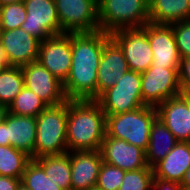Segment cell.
Here are the masks:
<instances>
[{
	"label": "cell",
	"instance_id": "1",
	"mask_svg": "<svg viewBox=\"0 0 190 190\" xmlns=\"http://www.w3.org/2000/svg\"><path fill=\"white\" fill-rule=\"evenodd\" d=\"M109 33H71L72 61L69 75L63 83L68 100L97 99V69Z\"/></svg>",
	"mask_w": 190,
	"mask_h": 190
},
{
	"label": "cell",
	"instance_id": "2",
	"mask_svg": "<svg viewBox=\"0 0 190 190\" xmlns=\"http://www.w3.org/2000/svg\"><path fill=\"white\" fill-rule=\"evenodd\" d=\"M106 136V114L96 100L67 99L68 152L100 150Z\"/></svg>",
	"mask_w": 190,
	"mask_h": 190
},
{
	"label": "cell",
	"instance_id": "3",
	"mask_svg": "<svg viewBox=\"0 0 190 190\" xmlns=\"http://www.w3.org/2000/svg\"><path fill=\"white\" fill-rule=\"evenodd\" d=\"M66 129L67 100L62 104L47 106L36 117L34 159L67 153Z\"/></svg>",
	"mask_w": 190,
	"mask_h": 190
},
{
	"label": "cell",
	"instance_id": "4",
	"mask_svg": "<svg viewBox=\"0 0 190 190\" xmlns=\"http://www.w3.org/2000/svg\"><path fill=\"white\" fill-rule=\"evenodd\" d=\"M157 117V109L150 106H142L121 114H106V134L146 151L150 129Z\"/></svg>",
	"mask_w": 190,
	"mask_h": 190
},
{
	"label": "cell",
	"instance_id": "5",
	"mask_svg": "<svg viewBox=\"0 0 190 190\" xmlns=\"http://www.w3.org/2000/svg\"><path fill=\"white\" fill-rule=\"evenodd\" d=\"M100 30L113 33L149 22V0H98Z\"/></svg>",
	"mask_w": 190,
	"mask_h": 190
},
{
	"label": "cell",
	"instance_id": "6",
	"mask_svg": "<svg viewBox=\"0 0 190 190\" xmlns=\"http://www.w3.org/2000/svg\"><path fill=\"white\" fill-rule=\"evenodd\" d=\"M96 101L105 114H121L144 106L141 93V73L128 70Z\"/></svg>",
	"mask_w": 190,
	"mask_h": 190
},
{
	"label": "cell",
	"instance_id": "7",
	"mask_svg": "<svg viewBox=\"0 0 190 190\" xmlns=\"http://www.w3.org/2000/svg\"><path fill=\"white\" fill-rule=\"evenodd\" d=\"M178 69L150 66L141 73L144 106L157 108L166 99L182 94Z\"/></svg>",
	"mask_w": 190,
	"mask_h": 190
},
{
	"label": "cell",
	"instance_id": "8",
	"mask_svg": "<svg viewBox=\"0 0 190 190\" xmlns=\"http://www.w3.org/2000/svg\"><path fill=\"white\" fill-rule=\"evenodd\" d=\"M61 30L64 33L100 30L98 0H54Z\"/></svg>",
	"mask_w": 190,
	"mask_h": 190
},
{
	"label": "cell",
	"instance_id": "9",
	"mask_svg": "<svg viewBox=\"0 0 190 190\" xmlns=\"http://www.w3.org/2000/svg\"><path fill=\"white\" fill-rule=\"evenodd\" d=\"M110 36L123 50L129 70L142 73L152 65L153 53L143 27L119 29Z\"/></svg>",
	"mask_w": 190,
	"mask_h": 190
},
{
	"label": "cell",
	"instance_id": "10",
	"mask_svg": "<svg viewBox=\"0 0 190 190\" xmlns=\"http://www.w3.org/2000/svg\"><path fill=\"white\" fill-rule=\"evenodd\" d=\"M23 2L27 16L21 28L25 32L40 41L64 34L60 27L54 0H23Z\"/></svg>",
	"mask_w": 190,
	"mask_h": 190
},
{
	"label": "cell",
	"instance_id": "11",
	"mask_svg": "<svg viewBox=\"0 0 190 190\" xmlns=\"http://www.w3.org/2000/svg\"><path fill=\"white\" fill-rule=\"evenodd\" d=\"M37 61L64 83L72 61L71 33L52 36L41 41Z\"/></svg>",
	"mask_w": 190,
	"mask_h": 190
},
{
	"label": "cell",
	"instance_id": "12",
	"mask_svg": "<svg viewBox=\"0 0 190 190\" xmlns=\"http://www.w3.org/2000/svg\"><path fill=\"white\" fill-rule=\"evenodd\" d=\"M36 141V117L14 115L7 112L0 123V145L13 146L34 159Z\"/></svg>",
	"mask_w": 190,
	"mask_h": 190
},
{
	"label": "cell",
	"instance_id": "13",
	"mask_svg": "<svg viewBox=\"0 0 190 190\" xmlns=\"http://www.w3.org/2000/svg\"><path fill=\"white\" fill-rule=\"evenodd\" d=\"M25 87L32 90L48 106L62 104L67 100L63 83L38 61L21 67Z\"/></svg>",
	"mask_w": 190,
	"mask_h": 190
},
{
	"label": "cell",
	"instance_id": "14",
	"mask_svg": "<svg viewBox=\"0 0 190 190\" xmlns=\"http://www.w3.org/2000/svg\"><path fill=\"white\" fill-rule=\"evenodd\" d=\"M40 42L21 27L1 30L0 44L9 66L22 67L37 61Z\"/></svg>",
	"mask_w": 190,
	"mask_h": 190
},
{
	"label": "cell",
	"instance_id": "15",
	"mask_svg": "<svg viewBox=\"0 0 190 190\" xmlns=\"http://www.w3.org/2000/svg\"><path fill=\"white\" fill-rule=\"evenodd\" d=\"M153 53L151 67L179 68L180 55L171 25L148 22L143 26Z\"/></svg>",
	"mask_w": 190,
	"mask_h": 190
},
{
	"label": "cell",
	"instance_id": "16",
	"mask_svg": "<svg viewBox=\"0 0 190 190\" xmlns=\"http://www.w3.org/2000/svg\"><path fill=\"white\" fill-rule=\"evenodd\" d=\"M128 70L123 50L110 36L105 41L97 69V98L104 91L113 87Z\"/></svg>",
	"mask_w": 190,
	"mask_h": 190
},
{
	"label": "cell",
	"instance_id": "17",
	"mask_svg": "<svg viewBox=\"0 0 190 190\" xmlns=\"http://www.w3.org/2000/svg\"><path fill=\"white\" fill-rule=\"evenodd\" d=\"M100 152L103 162L124 171H135L147 166L143 149L107 134L102 141Z\"/></svg>",
	"mask_w": 190,
	"mask_h": 190
},
{
	"label": "cell",
	"instance_id": "18",
	"mask_svg": "<svg viewBox=\"0 0 190 190\" xmlns=\"http://www.w3.org/2000/svg\"><path fill=\"white\" fill-rule=\"evenodd\" d=\"M158 118L178 141L187 142L190 136V96L180 94L163 101L157 108Z\"/></svg>",
	"mask_w": 190,
	"mask_h": 190
},
{
	"label": "cell",
	"instance_id": "19",
	"mask_svg": "<svg viewBox=\"0 0 190 190\" xmlns=\"http://www.w3.org/2000/svg\"><path fill=\"white\" fill-rule=\"evenodd\" d=\"M102 163L100 150L70 152L71 190L94 188Z\"/></svg>",
	"mask_w": 190,
	"mask_h": 190
},
{
	"label": "cell",
	"instance_id": "20",
	"mask_svg": "<svg viewBox=\"0 0 190 190\" xmlns=\"http://www.w3.org/2000/svg\"><path fill=\"white\" fill-rule=\"evenodd\" d=\"M190 167V144L178 141L163 160L153 167L154 178L181 184Z\"/></svg>",
	"mask_w": 190,
	"mask_h": 190
},
{
	"label": "cell",
	"instance_id": "21",
	"mask_svg": "<svg viewBox=\"0 0 190 190\" xmlns=\"http://www.w3.org/2000/svg\"><path fill=\"white\" fill-rule=\"evenodd\" d=\"M177 142L173 133L157 117L151 126L149 143L145 151L147 165L153 168L165 158Z\"/></svg>",
	"mask_w": 190,
	"mask_h": 190
},
{
	"label": "cell",
	"instance_id": "22",
	"mask_svg": "<svg viewBox=\"0 0 190 190\" xmlns=\"http://www.w3.org/2000/svg\"><path fill=\"white\" fill-rule=\"evenodd\" d=\"M190 0H149V22L166 24L189 20Z\"/></svg>",
	"mask_w": 190,
	"mask_h": 190
},
{
	"label": "cell",
	"instance_id": "23",
	"mask_svg": "<svg viewBox=\"0 0 190 190\" xmlns=\"http://www.w3.org/2000/svg\"><path fill=\"white\" fill-rule=\"evenodd\" d=\"M34 160L44 169L48 179L53 180L63 190H71L70 152Z\"/></svg>",
	"mask_w": 190,
	"mask_h": 190
},
{
	"label": "cell",
	"instance_id": "24",
	"mask_svg": "<svg viewBox=\"0 0 190 190\" xmlns=\"http://www.w3.org/2000/svg\"><path fill=\"white\" fill-rule=\"evenodd\" d=\"M31 160V156L13 146L0 145V176L21 179Z\"/></svg>",
	"mask_w": 190,
	"mask_h": 190
},
{
	"label": "cell",
	"instance_id": "25",
	"mask_svg": "<svg viewBox=\"0 0 190 190\" xmlns=\"http://www.w3.org/2000/svg\"><path fill=\"white\" fill-rule=\"evenodd\" d=\"M24 87L21 67H6L0 72V103L8 107Z\"/></svg>",
	"mask_w": 190,
	"mask_h": 190
},
{
	"label": "cell",
	"instance_id": "26",
	"mask_svg": "<svg viewBox=\"0 0 190 190\" xmlns=\"http://www.w3.org/2000/svg\"><path fill=\"white\" fill-rule=\"evenodd\" d=\"M47 106L32 90L24 87L7 108L14 115L37 117Z\"/></svg>",
	"mask_w": 190,
	"mask_h": 190
},
{
	"label": "cell",
	"instance_id": "27",
	"mask_svg": "<svg viewBox=\"0 0 190 190\" xmlns=\"http://www.w3.org/2000/svg\"><path fill=\"white\" fill-rule=\"evenodd\" d=\"M21 184L30 190H63L53 180L47 178L44 169L34 159L28 163Z\"/></svg>",
	"mask_w": 190,
	"mask_h": 190
},
{
	"label": "cell",
	"instance_id": "28",
	"mask_svg": "<svg viewBox=\"0 0 190 190\" xmlns=\"http://www.w3.org/2000/svg\"><path fill=\"white\" fill-rule=\"evenodd\" d=\"M153 179V168L148 165L135 171H125L118 190H152Z\"/></svg>",
	"mask_w": 190,
	"mask_h": 190
},
{
	"label": "cell",
	"instance_id": "29",
	"mask_svg": "<svg viewBox=\"0 0 190 190\" xmlns=\"http://www.w3.org/2000/svg\"><path fill=\"white\" fill-rule=\"evenodd\" d=\"M27 16L24 2H14L0 6L1 30H12L21 27Z\"/></svg>",
	"mask_w": 190,
	"mask_h": 190
},
{
	"label": "cell",
	"instance_id": "30",
	"mask_svg": "<svg viewBox=\"0 0 190 190\" xmlns=\"http://www.w3.org/2000/svg\"><path fill=\"white\" fill-rule=\"evenodd\" d=\"M124 174L125 171L119 167L103 162L95 187L99 190H118L122 184Z\"/></svg>",
	"mask_w": 190,
	"mask_h": 190
},
{
	"label": "cell",
	"instance_id": "31",
	"mask_svg": "<svg viewBox=\"0 0 190 190\" xmlns=\"http://www.w3.org/2000/svg\"><path fill=\"white\" fill-rule=\"evenodd\" d=\"M180 58L190 57V19L171 24Z\"/></svg>",
	"mask_w": 190,
	"mask_h": 190
},
{
	"label": "cell",
	"instance_id": "32",
	"mask_svg": "<svg viewBox=\"0 0 190 190\" xmlns=\"http://www.w3.org/2000/svg\"><path fill=\"white\" fill-rule=\"evenodd\" d=\"M178 73L182 94L190 96V57L180 58Z\"/></svg>",
	"mask_w": 190,
	"mask_h": 190
},
{
	"label": "cell",
	"instance_id": "33",
	"mask_svg": "<svg viewBox=\"0 0 190 190\" xmlns=\"http://www.w3.org/2000/svg\"><path fill=\"white\" fill-rule=\"evenodd\" d=\"M152 190H185L179 183L153 179Z\"/></svg>",
	"mask_w": 190,
	"mask_h": 190
},
{
	"label": "cell",
	"instance_id": "34",
	"mask_svg": "<svg viewBox=\"0 0 190 190\" xmlns=\"http://www.w3.org/2000/svg\"><path fill=\"white\" fill-rule=\"evenodd\" d=\"M20 184L19 178L0 176V190H17Z\"/></svg>",
	"mask_w": 190,
	"mask_h": 190
},
{
	"label": "cell",
	"instance_id": "35",
	"mask_svg": "<svg viewBox=\"0 0 190 190\" xmlns=\"http://www.w3.org/2000/svg\"><path fill=\"white\" fill-rule=\"evenodd\" d=\"M6 67H9L5 52L0 44V72L3 71Z\"/></svg>",
	"mask_w": 190,
	"mask_h": 190
},
{
	"label": "cell",
	"instance_id": "36",
	"mask_svg": "<svg viewBox=\"0 0 190 190\" xmlns=\"http://www.w3.org/2000/svg\"><path fill=\"white\" fill-rule=\"evenodd\" d=\"M184 189H190V167L185 172L184 178L180 184Z\"/></svg>",
	"mask_w": 190,
	"mask_h": 190
},
{
	"label": "cell",
	"instance_id": "37",
	"mask_svg": "<svg viewBox=\"0 0 190 190\" xmlns=\"http://www.w3.org/2000/svg\"><path fill=\"white\" fill-rule=\"evenodd\" d=\"M7 112H8L7 106L0 103V123L4 121Z\"/></svg>",
	"mask_w": 190,
	"mask_h": 190
},
{
	"label": "cell",
	"instance_id": "38",
	"mask_svg": "<svg viewBox=\"0 0 190 190\" xmlns=\"http://www.w3.org/2000/svg\"><path fill=\"white\" fill-rule=\"evenodd\" d=\"M22 1L23 0H0V6L14 2H22Z\"/></svg>",
	"mask_w": 190,
	"mask_h": 190
},
{
	"label": "cell",
	"instance_id": "39",
	"mask_svg": "<svg viewBox=\"0 0 190 190\" xmlns=\"http://www.w3.org/2000/svg\"><path fill=\"white\" fill-rule=\"evenodd\" d=\"M17 190H30V189L26 188L23 184H20Z\"/></svg>",
	"mask_w": 190,
	"mask_h": 190
},
{
	"label": "cell",
	"instance_id": "40",
	"mask_svg": "<svg viewBox=\"0 0 190 190\" xmlns=\"http://www.w3.org/2000/svg\"><path fill=\"white\" fill-rule=\"evenodd\" d=\"M89 190H99L98 188L94 187V188H91Z\"/></svg>",
	"mask_w": 190,
	"mask_h": 190
}]
</instances>
